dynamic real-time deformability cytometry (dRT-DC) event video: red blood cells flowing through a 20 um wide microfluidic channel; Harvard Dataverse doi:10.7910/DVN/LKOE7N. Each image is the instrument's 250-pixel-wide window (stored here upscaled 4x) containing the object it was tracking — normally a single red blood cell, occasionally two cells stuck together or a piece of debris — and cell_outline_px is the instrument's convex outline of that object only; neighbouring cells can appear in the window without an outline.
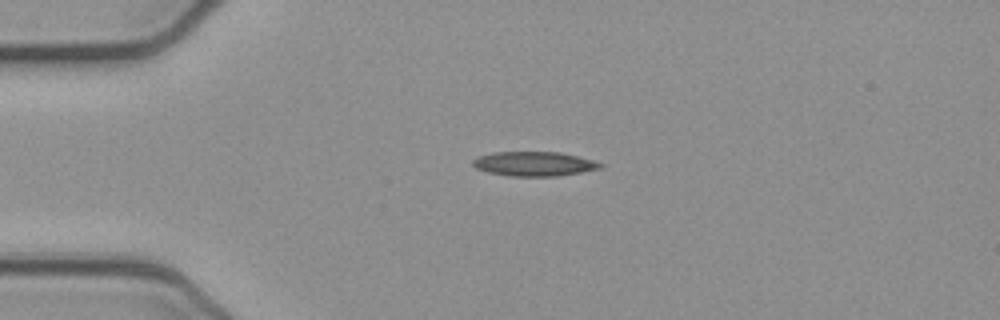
{"species": "common noctule bat (a hibernating species)", "species_latin": "Nyctalus noctula", "temperature_condition": "cold", "stored_images_in_passage": 41, "camera_frame_rate_fps": 3000, "um_per_image_px": 0.085, "animal": {"sex": "female", "body_mass_g": 21.9}, "frame": {"image": 1, "passage_image": 1, "time_ms": 0.0, "image_size_px": [1000, 320], "cell_outline_px": [[604, 164], [600, 168], [580, 172], [556, 176], [508, 176], [488, 172], [476, 168], [472, 164], [472, 160], [476, 156], [492, 152], [560, 152], [592, 160]], "centroid_in_image_um": [45.34, 13.92], "position_along_channel_um": 39.7, "area_um2": 18.09}}
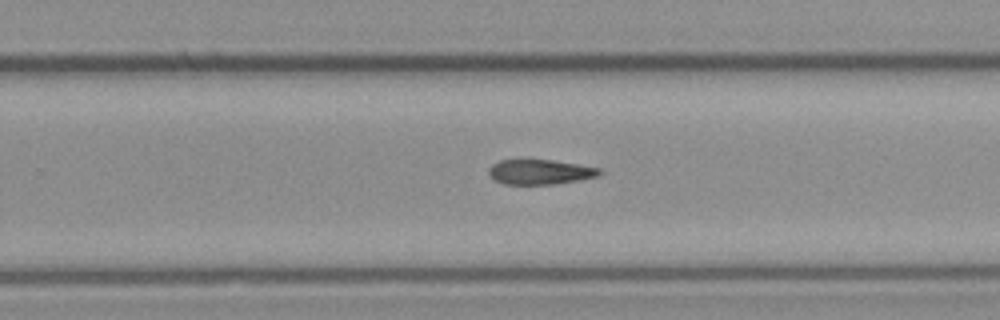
{"frame": {"image": 2, "passage_image": 22, "time_ms": 7.0, "image_size_px": [1000, 320], "cell_outline_px": [[604, 172], [600, 176], [580, 180], [556, 184], [504, 184], [496, 180], [488, 172], [488, 168], [492, 164], [500, 160], [552, 160], [600, 168]], "centroid_in_image_um": [45.95, 14.62], "position_along_channel_um": 283.8, "area_um2": 16.07}}
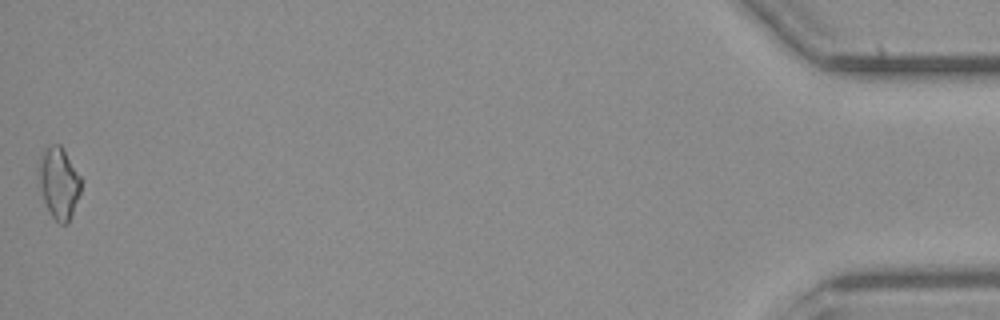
{"frame": {"image": 3, "passage_image": 41, "time_ms": 13.333, "image_size_px": [1000, 320], "cell_outline_px": [[80, 192], [68, 224], [60, 224], [52, 216], [44, 200], [40, 188], [40, 156], [44, 148], [52, 144], [60, 144], [64, 148], [80, 176]], "centroid_in_image_um": [5.02, 15.52], "position_along_channel_um": 430.2, "area_um2": 17.22}}